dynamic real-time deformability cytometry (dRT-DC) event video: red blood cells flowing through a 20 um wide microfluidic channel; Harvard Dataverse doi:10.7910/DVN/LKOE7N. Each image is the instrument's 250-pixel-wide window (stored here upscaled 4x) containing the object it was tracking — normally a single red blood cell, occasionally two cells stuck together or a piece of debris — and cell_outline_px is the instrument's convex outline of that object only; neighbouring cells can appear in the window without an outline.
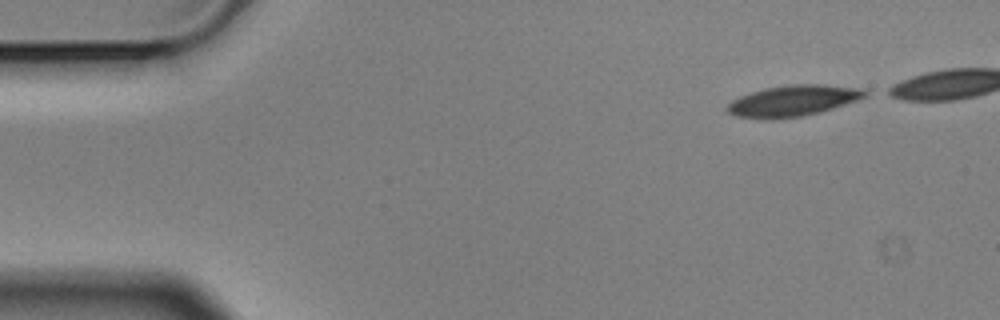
{"species": "Egyptian fruit bat (a non-hibernating species)", "species_latin": "Rousettus aegyptiacus", "temperature_condition": "cold", "stored_images_in_passage": 6, "segment_of_instrument_passage": [1, 2], "camera_frame_rate_fps": 3000, "um_per_image_px": 0.085, "animal": {"sex": "male"}, "frame": {"image": 1, "passage_image": 1, "time_ms": 0.0, "image_size_px": [1000, 320], "cell_outline_px": [[868, 96], [820, 112], [800, 116], [772, 120], [768, 120], [736, 116], [728, 112], [724, 108], [732, 100], [740, 96], [764, 88], [788, 84], [824, 84], [860, 88], [868, 92]], "centroid_in_image_um": [67.37, 8.56], "position_along_channel_um": 17.6, "area_um2": 24.97}}
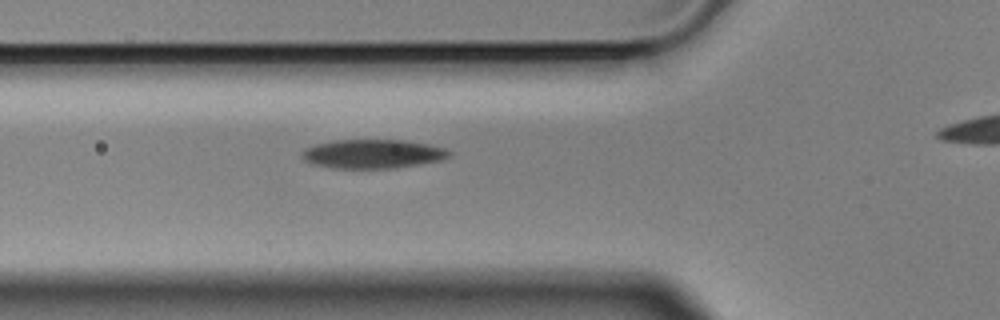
{"frame": {"image": 2, "passage_image": 5, "time_ms": 1.333, "image_size_px": [1000, 320], "cell_outline_px": [[452, 156], [440, 160], [420, 164], [396, 168], [332, 168], [312, 164], [304, 160], [300, 156], [300, 152], [304, 148], [316, 144], [332, 140], [404, 140], [428, 144], [448, 148], [452, 152]], "centroid_in_image_um": [31.68, 13.08], "position_along_channel_um": 94.1, "area_um2": 25.2}}